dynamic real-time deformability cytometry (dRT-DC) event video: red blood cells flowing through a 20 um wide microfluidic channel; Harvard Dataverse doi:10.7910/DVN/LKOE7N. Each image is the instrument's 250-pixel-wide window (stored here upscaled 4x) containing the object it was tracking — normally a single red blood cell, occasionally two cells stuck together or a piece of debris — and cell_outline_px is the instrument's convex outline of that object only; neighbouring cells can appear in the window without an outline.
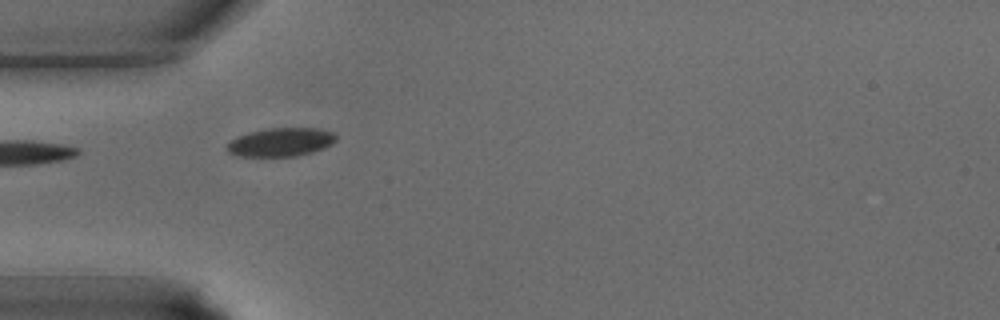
{"species": "common noctule bat (a hibernating species)", "species_latin": "Nyctalus noctula", "temperature_condition": "warm", "stored_images_in_passage": 4, "camera_frame_rate_fps": 3000, "um_per_image_px": 0.085, "animal": {"sex": "male", "body_mass_g": 15.6}, "frame": {"image": 1, "passage_image": 1, "time_ms": 0.0, "image_size_px": [1000, 320], "cell_outline_px": [[336, 140], [332, 144], [324, 148], [312, 152], [296, 156], [240, 156], [228, 152], [228, 144], [236, 136], [268, 128], [316, 128], [332, 132], [336, 136]], "centroid_in_image_um": [23.9, 12.08], "position_along_channel_um": 61.1, "area_um2": 17.92}}
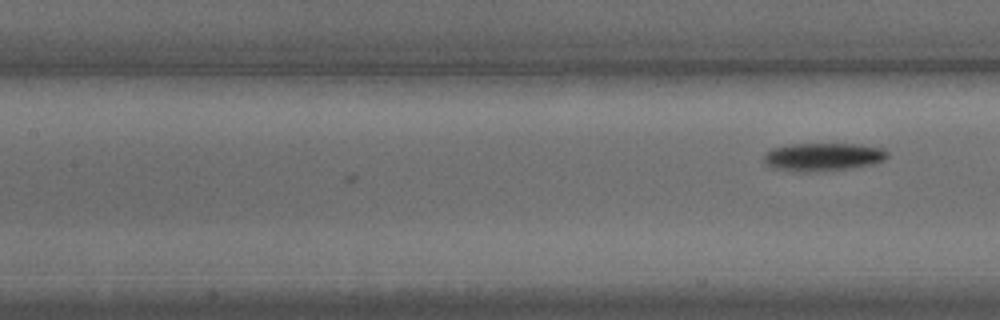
{"frame": {"image": 2, "passage_image": 4, "time_ms": 1.0, "image_size_px": [1000, 320], "cell_outline_px": [[888, 156], [884, 160], [872, 164], [848, 168], [812, 172], [796, 172], [772, 168], [764, 164], [764, 152], [772, 148], [792, 144], [860, 144], [884, 148], [888, 152]], "centroid_in_image_um": [69.92, 13.33], "position_along_channel_um": 137.5, "area_um2": 20.4}}